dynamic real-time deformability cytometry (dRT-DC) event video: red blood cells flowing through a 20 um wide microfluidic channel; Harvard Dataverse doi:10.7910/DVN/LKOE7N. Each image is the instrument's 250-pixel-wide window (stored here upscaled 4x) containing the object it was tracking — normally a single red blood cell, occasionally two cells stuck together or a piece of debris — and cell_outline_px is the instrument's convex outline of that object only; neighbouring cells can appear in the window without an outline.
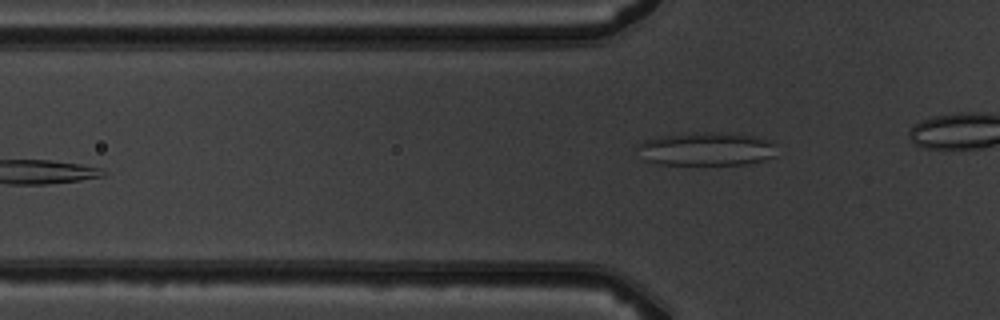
{"species": "common noctule bat (a hibernating species)", "species_latin": "Nyctalus noctula", "temperature_condition": "warm", "stored_images_in_passage": 7, "camera_frame_rate_fps": 3000, "um_per_image_px": 0.085, "animal": {"sex": "male", "body_mass_g": 19.5, "forearm_length_mm": 54.6}, "frame": {"image": 1, "passage_image": 7, "time_ms": 7.0, "image_size_px": [1000, 320], "cell_outline_px": [[776, 156], [764, 160], [748, 164], [660, 164], [644, 160], [636, 148], [636, 144], [644, 140], [664, 136], [704, 132], [720, 132], [756, 136], [772, 140]], "centroid_in_image_um": [60.06, 12.66], "position_along_channel_um": 65.7, "area_um2": 27.11}}